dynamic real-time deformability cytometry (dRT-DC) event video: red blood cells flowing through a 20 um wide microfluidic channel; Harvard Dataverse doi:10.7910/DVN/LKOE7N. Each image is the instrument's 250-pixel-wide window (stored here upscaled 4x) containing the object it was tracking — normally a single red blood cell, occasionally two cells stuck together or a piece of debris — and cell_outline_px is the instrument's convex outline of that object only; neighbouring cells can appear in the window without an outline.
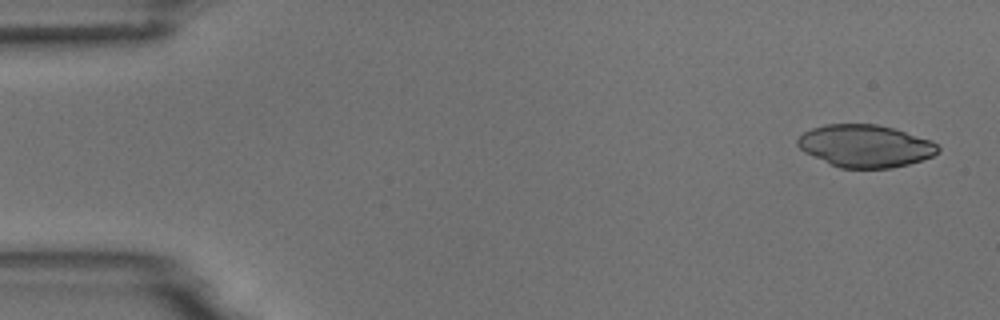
{"species": "common noctule bat (a hibernating species)", "species_latin": "Nyctalus noctula", "temperature_condition": "room temperature", "stored_images_in_passage": 5, "segment_of_instrument_passage": [2, 2], "camera_frame_rate_fps": 3000, "um_per_image_px": 0.085, "animal": {"sex": "male", "body_mass_g": 18.8}, "frame": {"image": 1, "passage_image": 5, "time_ms": 5.0, "image_size_px": [1000, 320], "cell_outline_px": [[940, 148], [932, 156], [908, 164], [892, 168], [840, 168], [804, 152], [796, 144], [796, 140], [804, 132], [812, 128], [824, 124], [876, 124], [892, 128], [932, 140]], "centroid_in_image_um": [73.53, 12.4], "position_along_channel_um": 11.5, "area_um2": 34.51}}